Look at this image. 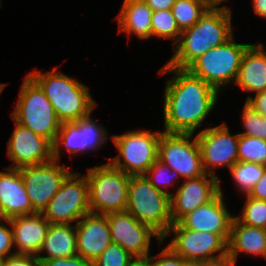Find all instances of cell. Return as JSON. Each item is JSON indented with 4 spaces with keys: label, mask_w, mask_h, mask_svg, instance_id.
<instances>
[{
    "label": "cell",
    "mask_w": 266,
    "mask_h": 266,
    "mask_svg": "<svg viewBox=\"0 0 266 266\" xmlns=\"http://www.w3.org/2000/svg\"><path fill=\"white\" fill-rule=\"evenodd\" d=\"M174 73L164 92V132L194 133L215 107L218 91L188 69L165 65L161 74Z\"/></svg>",
    "instance_id": "cell-1"
},
{
    "label": "cell",
    "mask_w": 266,
    "mask_h": 266,
    "mask_svg": "<svg viewBox=\"0 0 266 266\" xmlns=\"http://www.w3.org/2000/svg\"><path fill=\"white\" fill-rule=\"evenodd\" d=\"M231 11L228 7H209L189 29L181 32L175 54L167 66L187 69L206 51L224 44L232 36Z\"/></svg>",
    "instance_id": "cell-2"
},
{
    "label": "cell",
    "mask_w": 266,
    "mask_h": 266,
    "mask_svg": "<svg viewBox=\"0 0 266 266\" xmlns=\"http://www.w3.org/2000/svg\"><path fill=\"white\" fill-rule=\"evenodd\" d=\"M42 74L41 71L30 72L28 75L40 86L61 122H73L91 114L96 106L88 87L57 72Z\"/></svg>",
    "instance_id": "cell-3"
},
{
    "label": "cell",
    "mask_w": 266,
    "mask_h": 266,
    "mask_svg": "<svg viewBox=\"0 0 266 266\" xmlns=\"http://www.w3.org/2000/svg\"><path fill=\"white\" fill-rule=\"evenodd\" d=\"M163 238L173 224L170 196L157 190L144 175H130L126 210Z\"/></svg>",
    "instance_id": "cell-4"
},
{
    "label": "cell",
    "mask_w": 266,
    "mask_h": 266,
    "mask_svg": "<svg viewBox=\"0 0 266 266\" xmlns=\"http://www.w3.org/2000/svg\"><path fill=\"white\" fill-rule=\"evenodd\" d=\"M11 116L14 122L31 129L52 144L56 141L62 122L43 90L29 75L24 79Z\"/></svg>",
    "instance_id": "cell-5"
},
{
    "label": "cell",
    "mask_w": 266,
    "mask_h": 266,
    "mask_svg": "<svg viewBox=\"0 0 266 266\" xmlns=\"http://www.w3.org/2000/svg\"><path fill=\"white\" fill-rule=\"evenodd\" d=\"M89 208L94 214L124 212L130 175L110 163L89 168Z\"/></svg>",
    "instance_id": "cell-6"
},
{
    "label": "cell",
    "mask_w": 266,
    "mask_h": 266,
    "mask_svg": "<svg viewBox=\"0 0 266 266\" xmlns=\"http://www.w3.org/2000/svg\"><path fill=\"white\" fill-rule=\"evenodd\" d=\"M251 44H237L233 36L224 44L206 51L187 69L217 91L236 81L246 49Z\"/></svg>",
    "instance_id": "cell-7"
},
{
    "label": "cell",
    "mask_w": 266,
    "mask_h": 266,
    "mask_svg": "<svg viewBox=\"0 0 266 266\" xmlns=\"http://www.w3.org/2000/svg\"><path fill=\"white\" fill-rule=\"evenodd\" d=\"M161 134L162 131L152 134L150 131L141 130L114 135L112 141L118 148L119 154L109 163L126 174L144 175L157 160Z\"/></svg>",
    "instance_id": "cell-8"
},
{
    "label": "cell",
    "mask_w": 266,
    "mask_h": 266,
    "mask_svg": "<svg viewBox=\"0 0 266 266\" xmlns=\"http://www.w3.org/2000/svg\"><path fill=\"white\" fill-rule=\"evenodd\" d=\"M78 177L79 173H70L42 211L50 224H70L91 213L86 175Z\"/></svg>",
    "instance_id": "cell-9"
},
{
    "label": "cell",
    "mask_w": 266,
    "mask_h": 266,
    "mask_svg": "<svg viewBox=\"0 0 266 266\" xmlns=\"http://www.w3.org/2000/svg\"><path fill=\"white\" fill-rule=\"evenodd\" d=\"M194 133L162 132L158 141V157L185 179L203 176L201 151L197 138L189 140Z\"/></svg>",
    "instance_id": "cell-10"
},
{
    "label": "cell",
    "mask_w": 266,
    "mask_h": 266,
    "mask_svg": "<svg viewBox=\"0 0 266 266\" xmlns=\"http://www.w3.org/2000/svg\"><path fill=\"white\" fill-rule=\"evenodd\" d=\"M170 232L175 233V237L168 247L186 261L194 264L202 260H207L227 254V240L222 236L206 231H195L184 228L179 222L173 223L164 240ZM218 255H213L218 252Z\"/></svg>",
    "instance_id": "cell-11"
},
{
    "label": "cell",
    "mask_w": 266,
    "mask_h": 266,
    "mask_svg": "<svg viewBox=\"0 0 266 266\" xmlns=\"http://www.w3.org/2000/svg\"><path fill=\"white\" fill-rule=\"evenodd\" d=\"M18 170L32 207L37 213H42L70 174L66 167L57 165L55 159L42 164L21 167Z\"/></svg>",
    "instance_id": "cell-12"
},
{
    "label": "cell",
    "mask_w": 266,
    "mask_h": 266,
    "mask_svg": "<svg viewBox=\"0 0 266 266\" xmlns=\"http://www.w3.org/2000/svg\"><path fill=\"white\" fill-rule=\"evenodd\" d=\"M202 159V167L208 175L216 176L212 167L228 166L238 162L239 134L231 135L227 125L211 127L196 136Z\"/></svg>",
    "instance_id": "cell-13"
},
{
    "label": "cell",
    "mask_w": 266,
    "mask_h": 266,
    "mask_svg": "<svg viewBox=\"0 0 266 266\" xmlns=\"http://www.w3.org/2000/svg\"><path fill=\"white\" fill-rule=\"evenodd\" d=\"M110 228L111 241L117 243L133 257L149 256L151 236L163 243L160 235L147 224L141 223L129 212L105 214Z\"/></svg>",
    "instance_id": "cell-14"
},
{
    "label": "cell",
    "mask_w": 266,
    "mask_h": 266,
    "mask_svg": "<svg viewBox=\"0 0 266 266\" xmlns=\"http://www.w3.org/2000/svg\"><path fill=\"white\" fill-rule=\"evenodd\" d=\"M219 179L218 176H208L207 173L203 176L186 179L178 187L176 194L170 196L172 223L179 222L188 213L215 198L220 193Z\"/></svg>",
    "instance_id": "cell-15"
},
{
    "label": "cell",
    "mask_w": 266,
    "mask_h": 266,
    "mask_svg": "<svg viewBox=\"0 0 266 266\" xmlns=\"http://www.w3.org/2000/svg\"><path fill=\"white\" fill-rule=\"evenodd\" d=\"M15 125L7 149V156L15 163L10 168L19 169L53 159V144L48 139L16 122Z\"/></svg>",
    "instance_id": "cell-16"
},
{
    "label": "cell",
    "mask_w": 266,
    "mask_h": 266,
    "mask_svg": "<svg viewBox=\"0 0 266 266\" xmlns=\"http://www.w3.org/2000/svg\"><path fill=\"white\" fill-rule=\"evenodd\" d=\"M76 221L77 253L93 262L112 242L107 216L89 213Z\"/></svg>",
    "instance_id": "cell-17"
},
{
    "label": "cell",
    "mask_w": 266,
    "mask_h": 266,
    "mask_svg": "<svg viewBox=\"0 0 266 266\" xmlns=\"http://www.w3.org/2000/svg\"><path fill=\"white\" fill-rule=\"evenodd\" d=\"M223 198V192L220 189V193L215 198L188 213L179 223L190 230L222 235L228 241L234 216L229 214Z\"/></svg>",
    "instance_id": "cell-18"
},
{
    "label": "cell",
    "mask_w": 266,
    "mask_h": 266,
    "mask_svg": "<svg viewBox=\"0 0 266 266\" xmlns=\"http://www.w3.org/2000/svg\"><path fill=\"white\" fill-rule=\"evenodd\" d=\"M0 171V219L37 213L27 195L23 178L18 169Z\"/></svg>",
    "instance_id": "cell-19"
},
{
    "label": "cell",
    "mask_w": 266,
    "mask_h": 266,
    "mask_svg": "<svg viewBox=\"0 0 266 266\" xmlns=\"http://www.w3.org/2000/svg\"><path fill=\"white\" fill-rule=\"evenodd\" d=\"M0 221L12 226L13 244L18 247L16 254L39 255L50 225L41 213L0 219Z\"/></svg>",
    "instance_id": "cell-20"
},
{
    "label": "cell",
    "mask_w": 266,
    "mask_h": 266,
    "mask_svg": "<svg viewBox=\"0 0 266 266\" xmlns=\"http://www.w3.org/2000/svg\"><path fill=\"white\" fill-rule=\"evenodd\" d=\"M263 44H251L245 51L235 81L242 89L251 92L266 91V52Z\"/></svg>",
    "instance_id": "cell-21"
},
{
    "label": "cell",
    "mask_w": 266,
    "mask_h": 266,
    "mask_svg": "<svg viewBox=\"0 0 266 266\" xmlns=\"http://www.w3.org/2000/svg\"><path fill=\"white\" fill-rule=\"evenodd\" d=\"M239 251L266 258V229L247 226L234 217L227 242V253L237 261Z\"/></svg>",
    "instance_id": "cell-22"
},
{
    "label": "cell",
    "mask_w": 266,
    "mask_h": 266,
    "mask_svg": "<svg viewBox=\"0 0 266 266\" xmlns=\"http://www.w3.org/2000/svg\"><path fill=\"white\" fill-rule=\"evenodd\" d=\"M47 252L48 256L36 257L40 260L73 257L78 255L76 246V229L71 224H50L39 254Z\"/></svg>",
    "instance_id": "cell-23"
},
{
    "label": "cell",
    "mask_w": 266,
    "mask_h": 266,
    "mask_svg": "<svg viewBox=\"0 0 266 266\" xmlns=\"http://www.w3.org/2000/svg\"><path fill=\"white\" fill-rule=\"evenodd\" d=\"M153 10L145 1H124L117 16L119 31L134 33L140 39L151 37V17Z\"/></svg>",
    "instance_id": "cell-24"
},
{
    "label": "cell",
    "mask_w": 266,
    "mask_h": 266,
    "mask_svg": "<svg viewBox=\"0 0 266 266\" xmlns=\"http://www.w3.org/2000/svg\"><path fill=\"white\" fill-rule=\"evenodd\" d=\"M208 8L202 0H176L171 11L183 31L192 27Z\"/></svg>",
    "instance_id": "cell-25"
},
{
    "label": "cell",
    "mask_w": 266,
    "mask_h": 266,
    "mask_svg": "<svg viewBox=\"0 0 266 266\" xmlns=\"http://www.w3.org/2000/svg\"><path fill=\"white\" fill-rule=\"evenodd\" d=\"M60 144H63L69 153H79L86 150L83 146L82 130L73 122H62L56 141L53 144V159L60 160Z\"/></svg>",
    "instance_id": "cell-26"
},
{
    "label": "cell",
    "mask_w": 266,
    "mask_h": 266,
    "mask_svg": "<svg viewBox=\"0 0 266 266\" xmlns=\"http://www.w3.org/2000/svg\"><path fill=\"white\" fill-rule=\"evenodd\" d=\"M265 166L253 162L238 161L231 168L233 179L246 195L250 193L254 185L262 178Z\"/></svg>",
    "instance_id": "cell-27"
},
{
    "label": "cell",
    "mask_w": 266,
    "mask_h": 266,
    "mask_svg": "<svg viewBox=\"0 0 266 266\" xmlns=\"http://www.w3.org/2000/svg\"><path fill=\"white\" fill-rule=\"evenodd\" d=\"M181 30L170 10L153 11L151 17V36L168 38L174 40V45L178 42Z\"/></svg>",
    "instance_id": "cell-28"
},
{
    "label": "cell",
    "mask_w": 266,
    "mask_h": 266,
    "mask_svg": "<svg viewBox=\"0 0 266 266\" xmlns=\"http://www.w3.org/2000/svg\"><path fill=\"white\" fill-rule=\"evenodd\" d=\"M238 161L266 166V140L239 134Z\"/></svg>",
    "instance_id": "cell-29"
},
{
    "label": "cell",
    "mask_w": 266,
    "mask_h": 266,
    "mask_svg": "<svg viewBox=\"0 0 266 266\" xmlns=\"http://www.w3.org/2000/svg\"><path fill=\"white\" fill-rule=\"evenodd\" d=\"M90 117L91 116L89 114L88 116L74 122L82 130L83 146H86L87 150H96L101 147V144L106 142L108 135L104 127L98 125Z\"/></svg>",
    "instance_id": "cell-30"
},
{
    "label": "cell",
    "mask_w": 266,
    "mask_h": 266,
    "mask_svg": "<svg viewBox=\"0 0 266 266\" xmlns=\"http://www.w3.org/2000/svg\"><path fill=\"white\" fill-rule=\"evenodd\" d=\"M246 196L242 216L235 218L247 226L266 229V200Z\"/></svg>",
    "instance_id": "cell-31"
},
{
    "label": "cell",
    "mask_w": 266,
    "mask_h": 266,
    "mask_svg": "<svg viewBox=\"0 0 266 266\" xmlns=\"http://www.w3.org/2000/svg\"><path fill=\"white\" fill-rule=\"evenodd\" d=\"M242 115L243 126L246 131L238 134L266 140V117L262 116L246 102Z\"/></svg>",
    "instance_id": "cell-32"
},
{
    "label": "cell",
    "mask_w": 266,
    "mask_h": 266,
    "mask_svg": "<svg viewBox=\"0 0 266 266\" xmlns=\"http://www.w3.org/2000/svg\"><path fill=\"white\" fill-rule=\"evenodd\" d=\"M173 170L166 164L162 163L159 159H157L152 165L151 167L144 173V176L146 177V179L159 191H163L166 194H168L169 196H171L172 194L170 192H167L166 190H162L161 187H168L171 183V185L175 182L176 176H180L176 171H173L174 176L172 177L171 175H173L171 172ZM170 176H168L169 174ZM149 176H148V175ZM170 177V179H169ZM171 180V181H170ZM173 182V183H172Z\"/></svg>",
    "instance_id": "cell-33"
},
{
    "label": "cell",
    "mask_w": 266,
    "mask_h": 266,
    "mask_svg": "<svg viewBox=\"0 0 266 266\" xmlns=\"http://www.w3.org/2000/svg\"><path fill=\"white\" fill-rule=\"evenodd\" d=\"M134 258L117 243L111 242L103 253L97 257L92 266H128Z\"/></svg>",
    "instance_id": "cell-34"
},
{
    "label": "cell",
    "mask_w": 266,
    "mask_h": 266,
    "mask_svg": "<svg viewBox=\"0 0 266 266\" xmlns=\"http://www.w3.org/2000/svg\"><path fill=\"white\" fill-rule=\"evenodd\" d=\"M157 258L158 260L154 262V257L150 256L152 266H190L192 264L174 253L168 246L159 253Z\"/></svg>",
    "instance_id": "cell-35"
},
{
    "label": "cell",
    "mask_w": 266,
    "mask_h": 266,
    "mask_svg": "<svg viewBox=\"0 0 266 266\" xmlns=\"http://www.w3.org/2000/svg\"><path fill=\"white\" fill-rule=\"evenodd\" d=\"M40 266H92V262L76 255L73 257L45 259L40 262Z\"/></svg>",
    "instance_id": "cell-36"
},
{
    "label": "cell",
    "mask_w": 266,
    "mask_h": 266,
    "mask_svg": "<svg viewBox=\"0 0 266 266\" xmlns=\"http://www.w3.org/2000/svg\"><path fill=\"white\" fill-rule=\"evenodd\" d=\"M4 266H40V260L35 255L13 254L5 258Z\"/></svg>",
    "instance_id": "cell-37"
},
{
    "label": "cell",
    "mask_w": 266,
    "mask_h": 266,
    "mask_svg": "<svg viewBox=\"0 0 266 266\" xmlns=\"http://www.w3.org/2000/svg\"><path fill=\"white\" fill-rule=\"evenodd\" d=\"M13 247V231L0 224V256L7 258L16 252L11 253ZM10 252V253H9Z\"/></svg>",
    "instance_id": "cell-38"
},
{
    "label": "cell",
    "mask_w": 266,
    "mask_h": 266,
    "mask_svg": "<svg viewBox=\"0 0 266 266\" xmlns=\"http://www.w3.org/2000/svg\"><path fill=\"white\" fill-rule=\"evenodd\" d=\"M236 261L227 253L215 258L194 263L196 266H234Z\"/></svg>",
    "instance_id": "cell-39"
},
{
    "label": "cell",
    "mask_w": 266,
    "mask_h": 266,
    "mask_svg": "<svg viewBox=\"0 0 266 266\" xmlns=\"http://www.w3.org/2000/svg\"><path fill=\"white\" fill-rule=\"evenodd\" d=\"M246 103L262 116L266 117V91L257 93L255 98L248 96Z\"/></svg>",
    "instance_id": "cell-40"
},
{
    "label": "cell",
    "mask_w": 266,
    "mask_h": 266,
    "mask_svg": "<svg viewBox=\"0 0 266 266\" xmlns=\"http://www.w3.org/2000/svg\"><path fill=\"white\" fill-rule=\"evenodd\" d=\"M248 196L258 200H266V166L262 178L254 185Z\"/></svg>",
    "instance_id": "cell-41"
},
{
    "label": "cell",
    "mask_w": 266,
    "mask_h": 266,
    "mask_svg": "<svg viewBox=\"0 0 266 266\" xmlns=\"http://www.w3.org/2000/svg\"><path fill=\"white\" fill-rule=\"evenodd\" d=\"M176 0H145L153 11L170 10Z\"/></svg>",
    "instance_id": "cell-42"
},
{
    "label": "cell",
    "mask_w": 266,
    "mask_h": 266,
    "mask_svg": "<svg viewBox=\"0 0 266 266\" xmlns=\"http://www.w3.org/2000/svg\"><path fill=\"white\" fill-rule=\"evenodd\" d=\"M253 10L255 14L266 18V0H253Z\"/></svg>",
    "instance_id": "cell-43"
},
{
    "label": "cell",
    "mask_w": 266,
    "mask_h": 266,
    "mask_svg": "<svg viewBox=\"0 0 266 266\" xmlns=\"http://www.w3.org/2000/svg\"><path fill=\"white\" fill-rule=\"evenodd\" d=\"M128 266H152V263L150 256L134 257V259L129 262Z\"/></svg>",
    "instance_id": "cell-44"
},
{
    "label": "cell",
    "mask_w": 266,
    "mask_h": 266,
    "mask_svg": "<svg viewBox=\"0 0 266 266\" xmlns=\"http://www.w3.org/2000/svg\"><path fill=\"white\" fill-rule=\"evenodd\" d=\"M204 1L209 7H218V5L226 0H202Z\"/></svg>",
    "instance_id": "cell-45"
},
{
    "label": "cell",
    "mask_w": 266,
    "mask_h": 266,
    "mask_svg": "<svg viewBox=\"0 0 266 266\" xmlns=\"http://www.w3.org/2000/svg\"><path fill=\"white\" fill-rule=\"evenodd\" d=\"M4 261H5V258L0 256V266H4Z\"/></svg>",
    "instance_id": "cell-46"
},
{
    "label": "cell",
    "mask_w": 266,
    "mask_h": 266,
    "mask_svg": "<svg viewBox=\"0 0 266 266\" xmlns=\"http://www.w3.org/2000/svg\"><path fill=\"white\" fill-rule=\"evenodd\" d=\"M5 85H7V84L0 83V94H1L2 90L4 89Z\"/></svg>",
    "instance_id": "cell-47"
},
{
    "label": "cell",
    "mask_w": 266,
    "mask_h": 266,
    "mask_svg": "<svg viewBox=\"0 0 266 266\" xmlns=\"http://www.w3.org/2000/svg\"><path fill=\"white\" fill-rule=\"evenodd\" d=\"M124 1H145V0H124Z\"/></svg>",
    "instance_id": "cell-48"
}]
</instances>
